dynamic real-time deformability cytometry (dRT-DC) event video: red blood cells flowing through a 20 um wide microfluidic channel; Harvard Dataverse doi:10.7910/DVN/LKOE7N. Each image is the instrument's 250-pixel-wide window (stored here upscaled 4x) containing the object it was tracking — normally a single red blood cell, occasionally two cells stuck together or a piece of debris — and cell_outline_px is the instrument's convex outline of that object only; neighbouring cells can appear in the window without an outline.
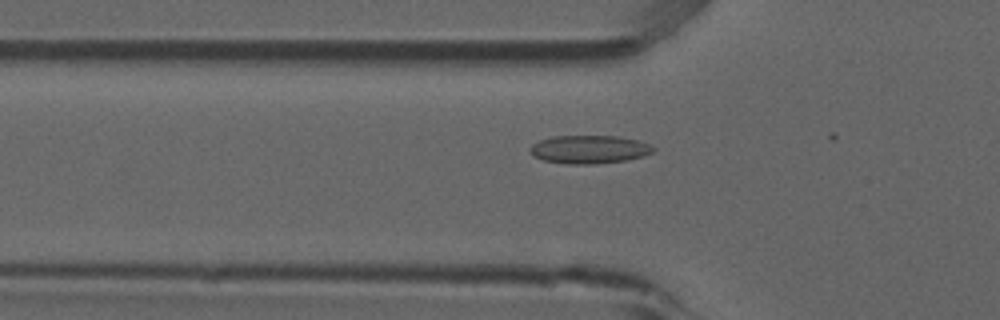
{"species": "common noctule bat (a hibernating species)", "species_latin": "Nyctalus noctula", "temperature_condition": "room temperature", "stored_images_in_passage": 19, "camera_frame_rate_fps": 3000, "um_per_image_px": 0.085, "animal": {"sex": "male", "forearm_length_mm": 52.5}, "frame": {"image": 1, "passage_image": 18, "time_ms": 5.667, "image_size_px": [1000, 320], "cell_outline_px": [[656, 148], [652, 152], [644, 156], [624, 160], [596, 164], [568, 164], [544, 160], [532, 156], [528, 148], [532, 144], [540, 140], [552, 136], [616, 136], [636, 140], [648, 144]], "centroid_in_image_um": [50.04, 12.7], "position_along_channel_um": 75.8, "area_um2": 20.23}}